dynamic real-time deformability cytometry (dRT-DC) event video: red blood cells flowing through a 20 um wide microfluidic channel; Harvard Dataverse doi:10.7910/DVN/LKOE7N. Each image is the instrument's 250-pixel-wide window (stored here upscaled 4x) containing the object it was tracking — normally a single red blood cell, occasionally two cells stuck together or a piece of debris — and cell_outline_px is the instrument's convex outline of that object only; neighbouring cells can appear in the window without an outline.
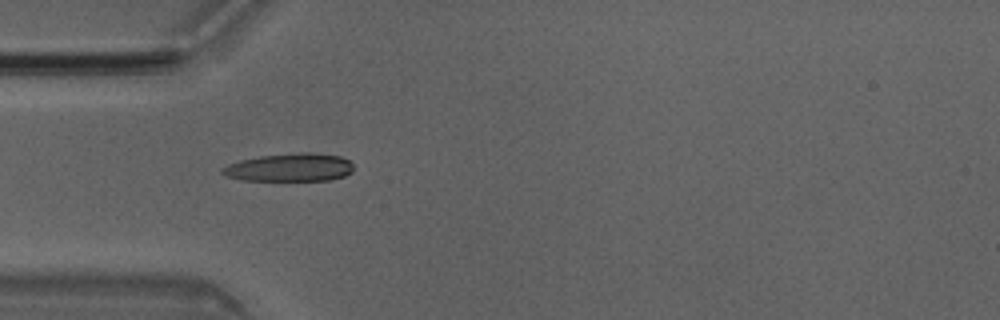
{"species": "Egyptian fruit bat (a non-hibernating species)", "species_latin": "Rousettus aegyptiacus", "temperature_condition": "room temperature", "stored_images_in_passage": 5, "camera_frame_rate_fps": 3000, "um_per_image_px": 0.085, "animal": {"sex": "male"}, "frame": {"image": 1, "passage_image": 4, "time_ms": 1.0, "image_size_px": [1000, 320], "cell_outline_px": [[352, 172], [344, 176], [328, 180], [244, 180], [224, 176], [220, 172], [228, 164], [240, 160], [260, 156], [300, 152], [312, 152], [340, 156], [348, 160], [352, 164]], "centroid_in_image_um": [24.62, 14.23], "position_along_channel_um": 60.4, "area_um2": 21.39}}